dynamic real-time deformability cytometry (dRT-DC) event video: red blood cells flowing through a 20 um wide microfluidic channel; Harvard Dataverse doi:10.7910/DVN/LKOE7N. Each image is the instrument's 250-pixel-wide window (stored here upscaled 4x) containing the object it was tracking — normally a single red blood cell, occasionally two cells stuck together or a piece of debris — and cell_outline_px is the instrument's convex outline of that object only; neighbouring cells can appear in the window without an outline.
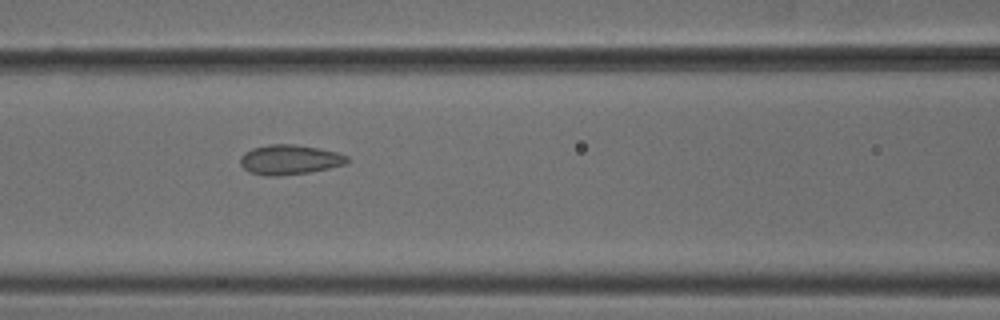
{"species": "common noctule bat (a hibernating species)", "species_latin": "Nyctalus noctula", "temperature_condition": "cold", "stored_images_in_passage": 6, "camera_frame_rate_fps": 3000, "um_per_image_px": 0.085, "animal": {"sex": "male", "body_mass_g": 18.8}, "frame": {"image": 1, "passage_image": 6, "time_ms": 1.667, "image_size_px": [1000, 320], "cell_outline_px": [[348, 164], [308, 172], [280, 176], [268, 176], [248, 172], [240, 164], [240, 156], [244, 152], [252, 148], [268, 144], [292, 144], [316, 148], [336, 152], [348, 156]], "centroid_in_image_um": [24.58, 13.57], "position_along_channel_um": 142.0, "area_um2": 18.55}}